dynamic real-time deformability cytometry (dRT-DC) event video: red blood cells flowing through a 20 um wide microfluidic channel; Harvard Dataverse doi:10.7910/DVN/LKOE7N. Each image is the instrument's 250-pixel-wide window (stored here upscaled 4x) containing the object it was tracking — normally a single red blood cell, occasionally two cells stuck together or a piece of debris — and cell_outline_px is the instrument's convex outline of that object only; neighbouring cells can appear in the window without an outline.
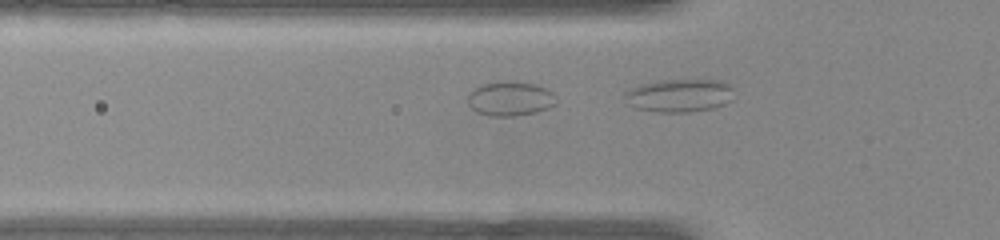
{"species": "common noctule bat (a hibernating species)", "species_latin": "Nyctalus noctula", "temperature_condition": "warm", "stored_images_in_passage": 8, "camera_frame_rate_fps": 3000, "um_per_image_px": 0.085, "animal": {"sex": "female", "body_mass_g": 22.0, "forearm_length_mm": 56.7}, "frame": {"image": 1, "passage_image": 8, "time_ms": 2.333, "image_size_px": [1000, 240], "cell_outline_px": [[732, 100], [724, 104], [712, 108], [688, 112], [656, 112], [636, 108], [628, 104], [624, 96], [624, 92], [640, 84], [660, 80], [720, 80], [728, 84], [732, 88]], "centroid_in_image_um": [57.72, 8.11], "position_along_channel_um": 68.1, "area_um2": 21.04}}